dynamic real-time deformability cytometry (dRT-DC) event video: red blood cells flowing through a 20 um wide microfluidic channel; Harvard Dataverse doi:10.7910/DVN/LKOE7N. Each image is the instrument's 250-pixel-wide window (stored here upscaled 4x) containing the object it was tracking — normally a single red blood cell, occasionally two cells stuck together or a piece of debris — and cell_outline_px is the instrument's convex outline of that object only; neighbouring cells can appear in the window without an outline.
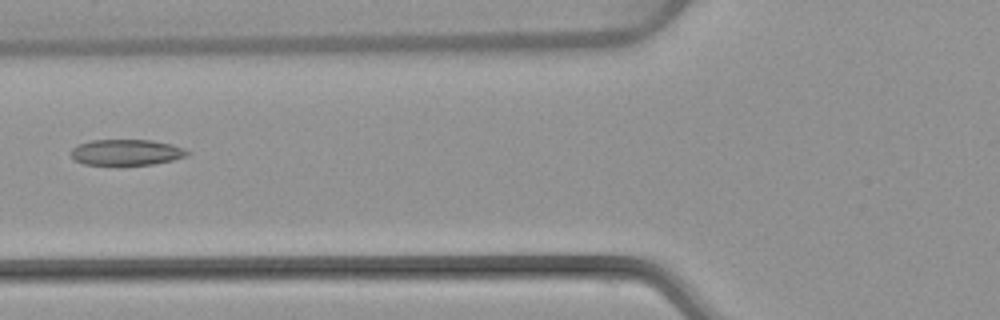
{"species": "common noctule bat (a hibernating species)", "species_latin": "Nyctalus noctula", "temperature_condition": "warm", "stored_images_in_passage": 7, "camera_frame_rate_fps": 3000, "um_per_image_px": 0.085, "animal": {"sex": "female", "body_mass_g": 22.7, "forearm_length_mm": 54.2}, "frame": {"image": 1, "passage_image": 6, "time_ms": 6.333, "image_size_px": [1000, 320], "cell_outline_px": [[192, 152], [188, 156], [172, 160], [152, 164], [120, 168], [84, 164], [76, 160], [72, 156], [72, 148], [80, 144], [92, 140], [152, 140], [172, 144], [184, 148]], "centroid_in_image_um": [10.78, 12.99], "position_along_channel_um": 115.0, "area_um2": 18.32}}
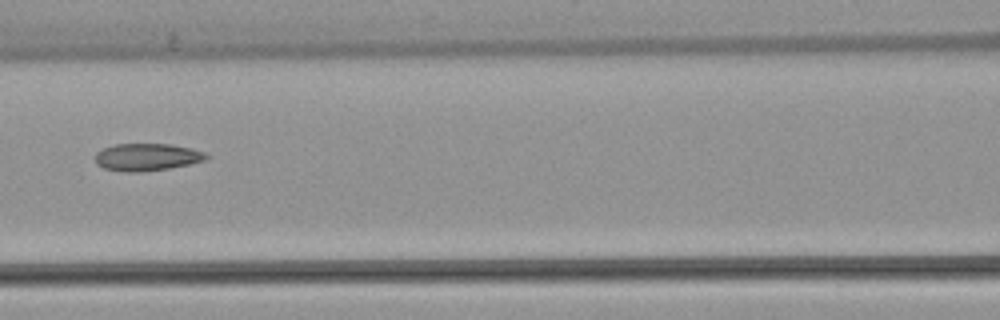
{"frame": {"image": 2, "passage_image": 7, "time_ms": 7.333, "image_size_px": [1000, 320], "cell_outline_px": [[212, 156], [208, 160], [168, 168], [140, 172], [124, 172], [104, 168], [96, 164], [96, 152], [104, 148], [116, 144], [168, 144], [192, 148], [204, 152]], "centroid_in_image_um": [12.53, 13.35], "position_along_channel_um": 154.1, "area_um2": 17.74}}